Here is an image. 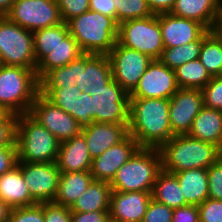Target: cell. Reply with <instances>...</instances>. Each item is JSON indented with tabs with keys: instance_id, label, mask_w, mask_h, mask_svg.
Segmentation results:
<instances>
[{
	"instance_id": "6da1fadb",
	"label": "cell",
	"mask_w": 222,
	"mask_h": 222,
	"mask_svg": "<svg viewBox=\"0 0 222 222\" xmlns=\"http://www.w3.org/2000/svg\"><path fill=\"white\" fill-rule=\"evenodd\" d=\"M128 134L140 148L159 149L172 138L169 99L130 98Z\"/></svg>"
},
{
	"instance_id": "7a4b0ae2",
	"label": "cell",
	"mask_w": 222,
	"mask_h": 222,
	"mask_svg": "<svg viewBox=\"0 0 222 222\" xmlns=\"http://www.w3.org/2000/svg\"><path fill=\"white\" fill-rule=\"evenodd\" d=\"M159 151L162 170L169 173L208 169L222 157V151L217 146L192 138L188 134L174 135Z\"/></svg>"
},
{
	"instance_id": "3957f363",
	"label": "cell",
	"mask_w": 222,
	"mask_h": 222,
	"mask_svg": "<svg viewBox=\"0 0 222 222\" xmlns=\"http://www.w3.org/2000/svg\"><path fill=\"white\" fill-rule=\"evenodd\" d=\"M67 26L83 53L108 55L117 43L119 24L99 12L86 11Z\"/></svg>"
},
{
	"instance_id": "277c9868",
	"label": "cell",
	"mask_w": 222,
	"mask_h": 222,
	"mask_svg": "<svg viewBox=\"0 0 222 222\" xmlns=\"http://www.w3.org/2000/svg\"><path fill=\"white\" fill-rule=\"evenodd\" d=\"M15 143L17 162H56L60 142L28 113L17 116Z\"/></svg>"
},
{
	"instance_id": "5b68a950",
	"label": "cell",
	"mask_w": 222,
	"mask_h": 222,
	"mask_svg": "<svg viewBox=\"0 0 222 222\" xmlns=\"http://www.w3.org/2000/svg\"><path fill=\"white\" fill-rule=\"evenodd\" d=\"M39 93L36 71L0 64V105L6 111L17 116L29 113Z\"/></svg>"
},
{
	"instance_id": "8992f818",
	"label": "cell",
	"mask_w": 222,
	"mask_h": 222,
	"mask_svg": "<svg viewBox=\"0 0 222 222\" xmlns=\"http://www.w3.org/2000/svg\"><path fill=\"white\" fill-rule=\"evenodd\" d=\"M162 170L158 148H139L117 171L110 183L112 191L152 192L158 173Z\"/></svg>"
},
{
	"instance_id": "52a82bcc",
	"label": "cell",
	"mask_w": 222,
	"mask_h": 222,
	"mask_svg": "<svg viewBox=\"0 0 222 222\" xmlns=\"http://www.w3.org/2000/svg\"><path fill=\"white\" fill-rule=\"evenodd\" d=\"M0 64L36 71L33 32L0 16Z\"/></svg>"
},
{
	"instance_id": "ba28073f",
	"label": "cell",
	"mask_w": 222,
	"mask_h": 222,
	"mask_svg": "<svg viewBox=\"0 0 222 222\" xmlns=\"http://www.w3.org/2000/svg\"><path fill=\"white\" fill-rule=\"evenodd\" d=\"M117 41L122 46L146 54L153 60H159L164 50L159 14L121 22Z\"/></svg>"
},
{
	"instance_id": "9c48e42d",
	"label": "cell",
	"mask_w": 222,
	"mask_h": 222,
	"mask_svg": "<svg viewBox=\"0 0 222 222\" xmlns=\"http://www.w3.org/2000/svg\"><path fill=\"white\" fill-rule=\"evenodd\" d=\"M89 94L94 122H130V96L114 79L103 88L90 89Z\"/></svg>"
},
{
	"instance_id": "30bf717a",
	"label": "cell",
	"mask_w": 222,
	"mask_h": 222,
	"mask_svg": "<svg viewBox=\"0 0 222 222\" xmlns=\"http://www.w3.org/2000/svg\"><path fill=\"white\" fill-rule=\"evenodd\" d=\"M6 17L32 32L62 23L56 0H15Z\"/></svg>"
},
{
	"instance_id": "8fae6325",
	"label": "cell",
	"mask_w": 222,
	"mask_h": 222,
	"mask_svg": "<svg viewBox=\"0 0 222 222\" xmlns=\"http://www.w3.org/2000/svg\"><path fill=\"white\" fill-rule=\"evenodd\" d=\"M113 79L130 94L138 85L148 65L153 61L148 55L122 46L118 41L108 54Z\"/></svg>"
},
{
	"instance_id": "7c38bea8",
	"label": "cell",
	"mask_w": 222,
	"mask_h": 222,
	"mask_svg": "<svg viewBox=\"0 0 222 222\" xmlns=\"http://www.w3.org/2000/svg\"><path fill=\"white\" fill-rule=\"evenodd\" d=\"M28 114L48 129L60 143L81 134L82 129L77 121L41 93L36 96Z\"/></svg>"
},
{
	"instance_id": "4fadbf2b",
	"label": "cell",
	"mask_w": 222,
	"mask_h": 222,
	"mask_svg": "<svg viewBox=\"0 0 222 222\" xmlns=\"http://www.w3.org/2000/svg\"><path fill=\"white\" fill-rule=\"evenodd\" d=\"M31 197L39 204L53 202L61 172L56 162H17Z\"/></svg>"
},
{
	"instance_id": "5bb4252c",
	"label": "cell",
	"mask_w": 222,
	"mask_h": 222,
	"mask_svg": "<svg viewBox=\"0 0 222 222\" xmlns=\"http://www.w3.org/2000/svg\"><path fill=\"white\" fill-rule=\"evenodd\" d=\"M178 89L175 71L160 60H153L129 96L130 98L170 99Z\"/></svg>"
},
{
	"instance_id": "9a60e30c",
	"label": "cell",
	"mask_w": 222,
	"mask_h": 222,
	"mask_svg": "<svg viewBox=\"0 0 222 222\" xmlns=\"http://www.w3.org/2000/svg\"><path fill=\"white\" fill-rule=\"evenodd\" d=\"M204 106L201 89L179 88L169 99V118L175 135L188 134Z\"/></svg>"
},
{
	"instance_id": "2e32d148",
	"label": "cell",
	"mask_w": 222,
	"mask_h": 222,
	"mask_svg": "<svg viewBox=\"0 0 222 222\" xmlns=\"http://www.w3.org/2000/svg\"><path fill=\"white\" fill-rule=\"evenodd\" d=\"M139 148L137 141L128 134L121 142L108 148L92 160L90 173L93 179L111 183L117 171Z\"/></svg>"
},
{
	"instance_id": "e0dca14e",
	"label": "cell",
	"mask_w": 222,
	"mask_h": 222,
	"mask_svg": "<svg viewBox=\"0 0 222 222\" xmlns=\"http://www.w3.org/2000/svg\"><path fill=\"white\" fill-rule=\"evenodd\" d=\"M151 199V192H120L111 190L109 204L110 221L142 222Z\"/></svg>"
},
{
	"instance_id": "ac0fdd59",
	"label": "cell",
	"mask_w": 222,
	"mask_h": 222,
	"mask_svg": "<svg viewBox=\"0 0 222 222\" xmlns=\"http://www.w3.org/2000/svg\"><path fill=\"white\" fill-rule=\"evenodd\" d=\"M159 23L164 47H175L198 40L208 29L200 22L159 13Z\"/></svg>"
},
{
	"instance_id": "d6986e66",
	"label": "cell",
	"mask_w": 222,
	"mask_h": 222,
	"mask_svg": "<svg viewBox=\"0 0 222 222\" xmlns=\"http://www.w3.org/2000/svg\"><path fill=\"white\" fill-rule=\"evenodd\" d=\"M113 79L108 55L83 53L80 55V76L76 87L89 93L90 89L103 88Z\"/></svg>"
},
{
	"instance_id": "ffe728a7",
	"label": "cell",
	"mask_w": 222,
	"mask_h": 222,
	"mask_svg": "<svg viewBox=\"0 0 222 222\" xmlns=\"http://www.w3.org/2000/svg\"><path fill=\"white\" fill-rule=\"evenodd\" d=\"M128 125L129 123L93 122L88 128L83 129L81 134L85 138L92 159L121 142L128 135Z\"/></svg>"
},
{
	"instance_id": "44dd1931",
	"label": "cell",
	"mask_w": 222,
	"mask_h": 222,
	"mask_svg": "<svg viewBox=\"0 0 222 222\" xmlns=\"http://www.w3.org/2000/svg\"><path fill=\"white\" fill-rule=\"evenodd\" d=\"M92 160L82 134L60 143L56 163L61 174L90 171Z\"/></svg>"
},
{
	"instance_id": "7402d4cb",
	"label": "cell",
	"mask_w": 222,
	"mask_h": 222,
	"mask_svg": "<svg viewBox=\"0 0 222 222\" xmlns=\"http://www.w3.org/2000/svg\"><path fill=\"white\" fill-rule=\"evenodd\" d=\"M221 0H175L169 12L172 15L193 19L208 30H214Z\"/></svg>"
},
{
	"instance_id": "603a6c76",
	"label": "cell",
	"mask_w": 222,
	"mask_h": 222,
	"mask_svg": "<svg viewBox=\"0 0 222 222\" xmlns=\"http://www.w3.org/2000/svg\"><path fill=\"white\" fill-rule=\"evenodd\" d=\"M0 196L10 208L38 204L30 195L18 165L0 177Z\"/></svg>"
},
{
	"instance_id": "cb8c5ba5",
	"label": "cell",
	"mask_w": 222,
	"mask_h": 222,
	"mask_svg": "<svg viewBox=\"0 0 222 222\" xmlns=\"http://www.w3.org/2000/svg\"><path fill=\"white\" fill-rule=\"evenodd\" d=\"M188 135L214 144L222 151V111L203 106L193 120Z\"/></svg>"
},
{
	"instance_id": "d4e9b609",
	"label": "cell",
	"mask_w": 222,
	"mask_h": 222,
	"mask_svg": "<svg viewBox=\"0 0 222 222\" xmlns=\"http://www.w3.org/2000/svg\"><path fill=\"white\" fill-rule=\"evenodd\" d=\"M179 181L185 201L189 205H200L209 198L207 169H190L173 173Z\"/></svg>"
},
{
	"instance_id": "484cf974",
	"label": "cell",
	"mask_w": 222,
	"mask_h": 222,
	"mask_svg": "<svg viewBox=\"0 0 222 222\" xmlns=\"http://www.w3.org/2000/svg\"><path fill=\"white\" fill-rule=\"evenodd\" d=\"M93 180L90 171L62 173L53 202L70 207L87 190Z\"/></svg>"
},
{
	"instance_id": "4316f807",
	"label": "cell",
	"mask_w": 222,
	"mask_h": 222,
	"mask_svg": "<svg viewBox=\"0 0 222 222\" xmlns=\"http://www.w3.org/2000/svg\"><path fill=\"white\" fill-rule=\"evenodd\" d=\"M82 54L83 52L78 43L69 34L56 48L37 64V78L40 81L50 70L66 66Z\"/></svg>"
},
{
	"instance_id": "83f0119b",
	"label": "cell",
	"mask_w": 222,
	"mask_h": 222,
	"mask_svg": "<svg viewBox=\"0 0 222 222\" xmlns=\"http://www.w3.org/2000/svg\"><path fill=\"white\" fill-rule=\"evenodd\" d=\"M110 194V183L93 180L69 208L72 212L109 211Z\"/></svg>"
},
{
	"instance_id": "f1b7e54d",
	"label": "cell",
	"mask_w": 222,
	"mask_h": 222,
	"mask_svg": "<svg viewBox=\"0 0 222 222\" xmlns=\"http://www.w3.org/2000/svg\"><path fill=\"white\" fill-rule=\"evenodd\" d=\"M151 195L152 199L173 209L189 205L176 176L164 170L158 173Z\"/></svg>"
},
{
	"instance_id": "f546056e",
	"label": "cell",
	"mask_w": 222,
	"mask_h": 222,
	"mask_svg": "<svg viewBox=\"0 0 222 222\" xmlns=\"http://www.w3.org/2000/svg\"><path fill=\"white\" fill-rule=\"evenodd\" d=\"M199 60L211 77L222 76V36L215 30H207L202 35Z\"/></svg>"
},
{
	"instance_id": "4dcf8cb0",
	"label": "cell",
	"mask_w": 222,
	"mask_h": 222,
	"mask_svg": "<svg viewBox=\"0 0 222 222\" xmlns=\"http://www.w3.org/2000/svg\"><path fill=\"white\" fill-rule=\"evenodd\" d=\"M68 35L69 30L65 22L34 31L33 42L36 64L56 48Z\"/></svg>"
},
{
	"instance_id": "1f68e13d",
	"label": "cell",
	"mask_w": 222,
	"mask_h": 222,
	"mask_svg": "<svg viewBox=\"0 0 222 222\" xmlns=\"http://www.w3.org/2000/svg\"><path fill=\"white\" fill-rule=\"evenodd\" d=\"M174 71L179 88L202 90L212 78L199 59L189 61Z\"/></svg>"
},
{
	"instance_id": "d6a6232c",
	"label": "cell",
	"mask_w": 222,
	"mask_h": 222,
	"mask_svg": "<svg viewBox=\"0 0 222 222\" xmlns=\"http://www.w3.org/2000/svg\"><path fill=\"white\" fill-rule=\"evenodd\" d=\"M201 46L202 36L181 46L164 47L159 60L171 70H175L189 61L199 59Z\"/></svg>"
},
{
	"instance_id": "836d02e7",
	"label": "cell",
	"mask_w": 222,
	"mask_h": 222,
	"mask_svg": "<svg viewBox=\"0 0 222 222\" xmlns=\"http://www.w3.org/2000/svg\"><path fill=\"white\" fill-rule=\"evenodd\" d=\"M80 76V56L66 66L50 70L39 82L40 88H65L76 85Z\"/></svg>"
},
{
	"instance_id": "e575fe53",
	"label": "cell",
	"mask_w": 222,
	"mask_h": 222,
	"mask_svg": "<svg viewBox=\"0 0 222 222\" xmlns=\"http://www.w3.org/2000/svg\"><path fill=\"white\" fill-rule=\"evenodd\" d=\"M116 7V22L141 19L152 16L146 0H114Z\"/></svg>"
},
{
	"instance_id": "d590c367",
	"label": "cell",
	"mask_w": 222,
	"mask_h": 222,
	"mask_svg": "<svg viewBox=\"0 0 222 222\" xmlns=\"http://www.w3.org/2000/svg\"><path fill=\"white\" fill-rule=\"evenodd\" d=\"M40 93L55 106L71 114L73 111V103L75 99L81 96L82 91L74 85L65 88H40Z\"/></svg>"
},
{
	"instance_id": "8d00e7d4",
	"label": "cell",
	"mask_w": 222,
	"mask_h": 222,
	"mask_svg": "<svg viewBox=\"0 0 222 222\" xmlns=\"http://www.w3.org/2000/svg\"><path fill=\"white\" fill-rule=\"evenodd\" d=\"M83 130L88 128L93 121V111L91 105V95L89 93H81V96L75 99L73 103V111L70 114Z\"/></svg>"
},
{
	"instance_id": "74e56055",
	"label": "cell",
	"mask_w": 222,
	"mask_h": 222,
	"mask_svg": "<svg viewBox=\"0 0 222 222\" xmlns=\"http://www.w3.org/2000/svg\"><path fill=\"white\" fill-rule=\"evenodd\" d=\"M202 93L205 107L222 111V76L212 77Z\"/></svg>"
},
{
	"instance_id": "f35d334b",
	"label": "cell",
	"mask_w": 222,
	"mask_h": 222,
	"mask_svg": "<svg viewBox=\"0 0 222 222\" xmlns=\"http://www.w3.org/2000/svg\"><path fill=\"white\" fill-rule=\"evenodd\" d=\"M7 222H45L43 203L30 207L11 208Z\"/></svg>"
},
{
	"instance_id": "ab89813d",
	"label": "cell",
	"mask_w": 222,
	"mask_h": 222,
	"mask_svg": "<svg viewBox=\"0 0 222 222\" xmlns=\"http://www.w3.org/2000/svg\"><path fill=\"white\" fill-rule=\"evenodd\" d=\"M62 22L69 20L90 10L89 0H56Z\"/></svg>"
},
{
	"instance_id": "60d3db41",
	"label": "cell",
	"mask_w": 222,
	"mask_h": 222,
	"mask_svg": "<svg viewBox=\"0 0 222 222\" xmlns=\"http://www.w3.org/2000/svg\"><path fill=\"white\" fill-rule=\"evenodd\" d=\"M209 198L222 201V157L208 169Z\"/></svg>"
},
{
	"instance_id": "b9f144b4",
	"label": "cell",
	"mask_w": 222,
	"mask_h": 222,
	"mask_svg": "<svg viewBox=\"0 0 222 222\" xmlns=\"http://www.w3.org/2000/svg\"><path fill=\"white\" fill-rule=\"evenodd\" d=\"M173 208L151 199L142 222H172Z\"/></svg>"
},
{
	"instance_id": "7bdbcfd3",
	"label": "cell",
	"mask_w": 222,
	"mask_h": 222,
	"mask_svg": "<svg viewBox=\"0 0 222 222\" xmlns=\"http://www.w3.org/2000/svg\"><path fill=\"white\" fill-rule=\"evenodd\" d=\"M198 209L200 222H222V201L208 198Z\"/></svg>"
},
{
	"instance_id": "ee69618b",
	"label": "cell",
	"mask_w": 222,
	"mask_h": 222,
	"mask_svg": "<svg viewBox=\"0 0 222 222\" xmlns=\"http://www.w3.org/2000/svg\"><path fill=\"white\" fill-rule=\"evenodd\" d=\"M43 213L45 222H71L69 207L54 202H43Z\"/></svg>"
},
{
	"instance_id": "f6af8a7d",
	"label": "cell",
	"mask_w": 222,
	"mask_h": 222,
	"mask_svg": "<svg viewBox=\"0 0 222 222\" xmlns=\"http://www.w3.org/2000/svg\"><path fill=\"white\" fill-rule=\"evenodd\" d=\"M16 120L17 115L8 113L0 120V146L16 145Z\"/></svg>"
},
{
	"instance_id": "bcb514c9",
	"label": "cell",
	"mask_w": 222,
	"mask_h": 222,
	"mask_svg": "<svg viewBox=\"0 0 222 222\" xmlns=\"http://www.w3.org/2000/svg\"><path fill=\"white\" fill-rule=\"evenodd\" d=\"M16 145L0 146V177L17 165Z\"/></svg>"
},
{
	"instance_id": "7dc6e473",
	"label": "cell",
	"mask_w": 222,
	"mask_h": 222,
	"mask_svg": "<svg viewBox=\"0 0 222 222\" xmlns=\"http://www.w3.org/2000/svg\"><path fill=\"white\" fill-rule=\"evenodd\" d=\"M172 222H200L197 205H186L175 208L172 214Z\"/></svg>"
},
{
	"instance_id": "c3c4849f",
	"label": "cell",
	"mask_w": 222,
	"mask_h": 222,
	"mask_svg": "<svg viewBox=\"0 0 222 222\" xmlns=\"http://www.w3.org/2000/svg\"><path fill=\"white\" fill-rule=\"evenodd\" d=\"M71 222H111L109 211L72 212Z\"/></svg>"
},
{
	"instance_id": "681fc988",
	"label": "cell",
	"mask_w": 222,
	"mask_h": 222,
	"mask_svg": "<svg viewBox=\"0 0 222 222\" xmlns=\"http://www.w3.org/2000/svg\"><path fill=\"white\" fill-rule=\"evenodd\" d=\"M90 10L111 17L116 21V7L114 0H89Z\"/></svg>"
},
{
	"instance_id": "f907efd6",
	"label": "cell",
	"mask_w": 222,
	"mask_h": 222,
	"mask_svg": "<svg viewBox=\"0 0 222 222\" xmlns=\"http://www.w3.org/2000/svg\"><path fill=\"white\" fill-rule=\"evenodd\" d=\"M153 14L169 13L175 0H146Z\"/></svg>"
},
{
	"instance_id": "816d5d0a",
	"label": "cell",
	"mask_w": 222,
	"mask_h": 222,
	"mask_svg": "<svg viewBox=\"0 0 222 222\" xmlns=\"http://www.w3.org/2000/svg\"><path fill=\"white\" fill-rule=\"evenodd\" d=\"M11 208L2 200H0V222H7Z\"/></svg>"
},
{
	"instance_id": "f5cc1de1",
	"label": "cell",
	"mask_w": 222,
	"mask_h": 222,
	"mask_svg": "<svg viewBox=\"0 0 222 222\" xmlns=\"http://www.w3.org/2000/svg\"><path fill=\"white\" fill-rule=\"evenodd\" d=\"M15 0H0V16H6Z\"/></svg>"
},
{
	"instance_id": "db71d44e",
	"label": "cell",
	"mask_w": 222,
	"mask_h": 222,
	"mask_svg": "<svg viewBox=\"0 0 222 222\" xmlns=\"http://www.w3.org/2000/svg\"><path fill=\"white\" fill-rule=\"evenodd\" d=\"M214 30L219 34L222 35V0L220 2V7H219V14L217 18V22L215 25Z\"/></svg>"
},
{
	"instance_id": "11a10c76",
	"label": "cell",
	"mask_w": 222,
	"mask_h": 222,
	"mask_svg": "<svg viewBox=\"0 0 222 222\" xmlns=\"http://www.w3.org/2000/svg\"><path fill=\"white\" fill-rule=\"evenodd\" d=\"M9 112L0 105V120H2Z\"/></svg>"
}]
</instances>
